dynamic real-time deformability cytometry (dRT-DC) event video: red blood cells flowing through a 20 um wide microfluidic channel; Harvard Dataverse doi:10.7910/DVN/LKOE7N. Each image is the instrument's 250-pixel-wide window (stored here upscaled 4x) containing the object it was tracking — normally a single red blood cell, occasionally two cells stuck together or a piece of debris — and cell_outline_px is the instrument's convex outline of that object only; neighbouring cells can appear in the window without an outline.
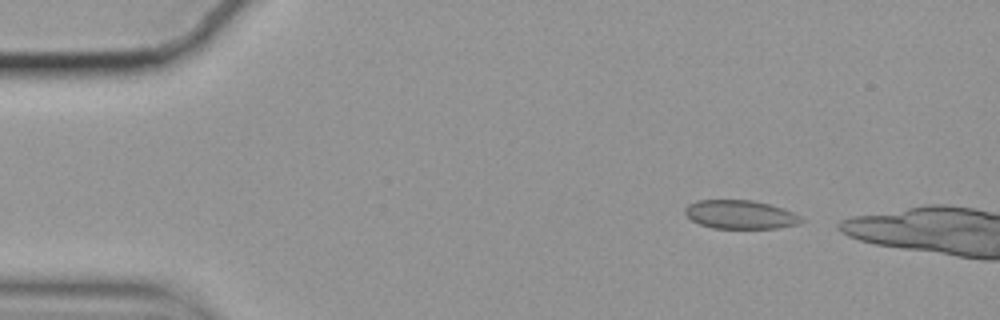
{"species": "common noctule bat (a hibernating species)", "species_latin": "Nyctalus noctula", "temperature_condition": "cold", "stored_images_in_passage": 43, "camera_frame_rate_fps": 3000, "um_per_image_px": 0.085, "animal": {"sex": "female", "body_mass_g": 19.9}, "frame": {"image": 1, "passage_image": 1, "time_ms": 0.0, "image_size_px": [1000, 320], "cell_outline_px": [[808, 220], [800, 224], [776, 228], [712, 228], [700, 224], [692, 220], [684, 212], [684, 208], [688, 204], [696, 200], [752, 200], [784, 208]], "centroid_in_image_um": [62.95, 18.23], "position_along_channel_um": 22.0, "area_um2": 19.54}}
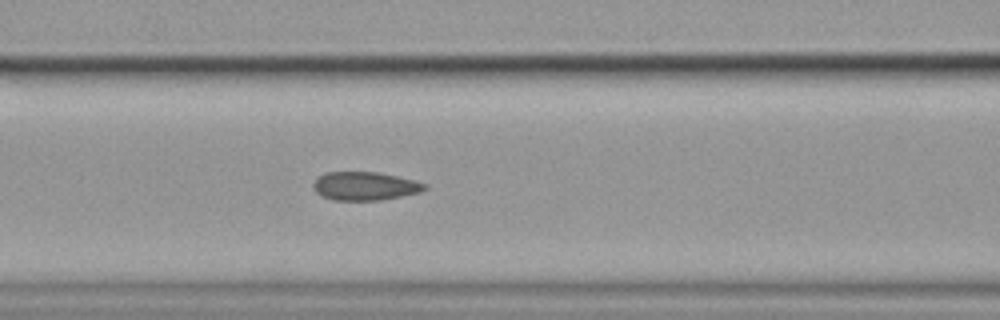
{"frame": {"image": 2, "passage_image": 17, "time_ms": 5.333, "image_size_px": [1000, 320], "cell_outline_px": [[428, 188], [420, 192], [380, 200], [332, 200], [320, 196], [312, 188], [312, 184], [316, 176], [324, 172], [380, 172], [428, 184]], "centroid_in_image_um": [30.95, 15.81], "position_along_channel_um": 135.6, "area_um2": 18.67}}
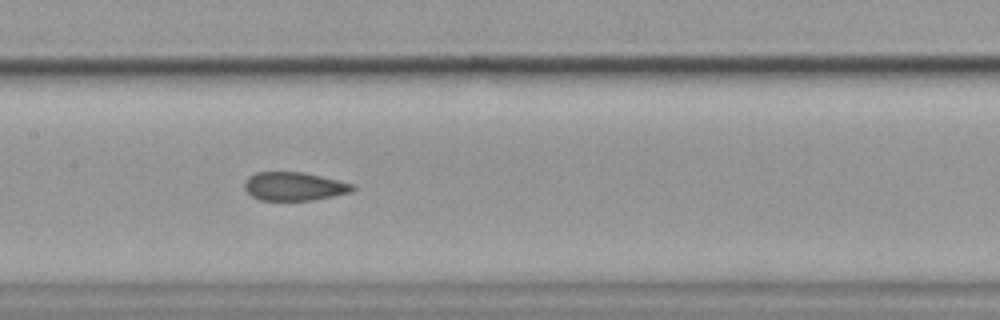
{"frame": {"image": 3, "passage_image": 21, "time_ms": 6.667, "image_size_px": [1000, 320], "cell_outline_px": [[356, 188], [352, 192], [312, 200], [260, 200], [252, 196], [244, 188], [244, 180], [248, 176], [256, 172], [304, 172], [352, 184]], "centroid_in_image_um": [24.96, 15.84], "position_along_channel_um": 182.4, "area_um2": 17.86}, "authors_computed_cell_mechanics": {"area_um2": 18.8428, "velocity_mm_per_s": 3.5218, "shape_relaxation_time_tau1_ms": null, "shape_relaxation_time_tau2_ms": 1.8909, "deformation_change_tau1": null, "deformation_change_tau2": 0.0671}}